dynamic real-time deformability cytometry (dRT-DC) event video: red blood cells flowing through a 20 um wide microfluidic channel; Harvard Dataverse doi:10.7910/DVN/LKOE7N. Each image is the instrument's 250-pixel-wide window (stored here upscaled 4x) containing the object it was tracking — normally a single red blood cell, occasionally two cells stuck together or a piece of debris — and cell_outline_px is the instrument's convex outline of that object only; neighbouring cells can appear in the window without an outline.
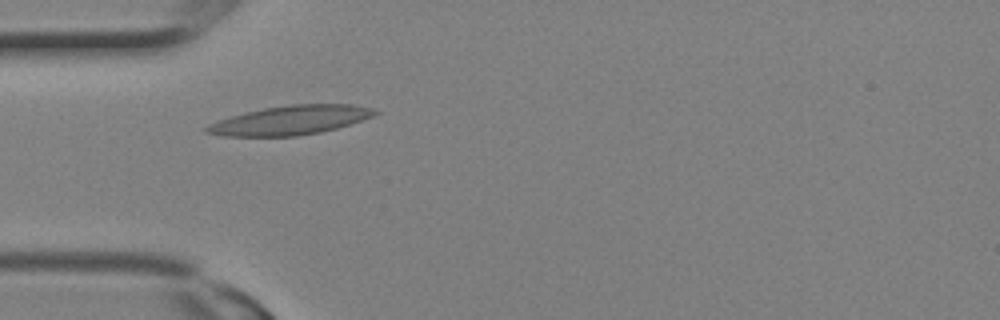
{"species": "Egyptian fruit bat (a non-hibernating species)", "species_latin": "Rousettus aegyptiacus", "temperature_condition": "room temperature", "stored_images_in_passage": 3, "camera_frame_rate_fps": 3000, "um_per_image_px": 0.085, "animal": {"sex": "female"}, "frame": {"image": 1, "passage_image": 3, "time_ms": 0.667, "image_size_px": [1000, 320], "cell_outline_px": [[380, 112], [372, 116], [336, 128], [320, 132], [296, 136], [224, 136], [204, 132], [204, 128], [208, 124], [244, 112], [264, 108], [288, 104], [352, 104], [372, 108]], "centroid_in_image_um": [24.65, 10.21], "position_along_channel_um": 60.3, "area_um2": 28.32}}